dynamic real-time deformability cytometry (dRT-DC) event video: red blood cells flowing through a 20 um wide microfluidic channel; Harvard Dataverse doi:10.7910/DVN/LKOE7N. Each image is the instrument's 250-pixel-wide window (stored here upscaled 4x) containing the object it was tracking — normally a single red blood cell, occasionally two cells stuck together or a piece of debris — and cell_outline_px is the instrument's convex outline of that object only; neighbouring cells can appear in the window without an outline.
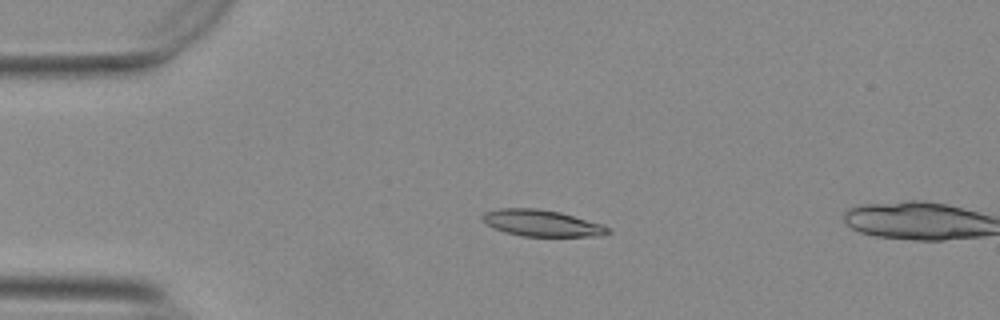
{"species": "Egyptian fruit bat (a non-hibernating species)", "species_latin": "Rousettus aegyptiacus", "temperature_condition": "warm", "stored_images_in_passage": 14, "camera_frame_rate_fps": 3000, "um_per_image_px": 0.085, "animal": {"sex": "female"}, "frame": {"image": 1, "passage_image": 12, "time_ms": 3.667, "image_size_px": [1000, 320], "cell_outline_px": [[612, 232], [600, 236], [520, 236], [504, 232], [492, 228], [484, 224], [480, 216], [484, 212], [500, 208], [536, 208], [560, 212], [604, 224]], "centroid_in_image_um": [46.01, 18.96], "position_along_channel_um": 39.0, "area_um2": 19.65}}